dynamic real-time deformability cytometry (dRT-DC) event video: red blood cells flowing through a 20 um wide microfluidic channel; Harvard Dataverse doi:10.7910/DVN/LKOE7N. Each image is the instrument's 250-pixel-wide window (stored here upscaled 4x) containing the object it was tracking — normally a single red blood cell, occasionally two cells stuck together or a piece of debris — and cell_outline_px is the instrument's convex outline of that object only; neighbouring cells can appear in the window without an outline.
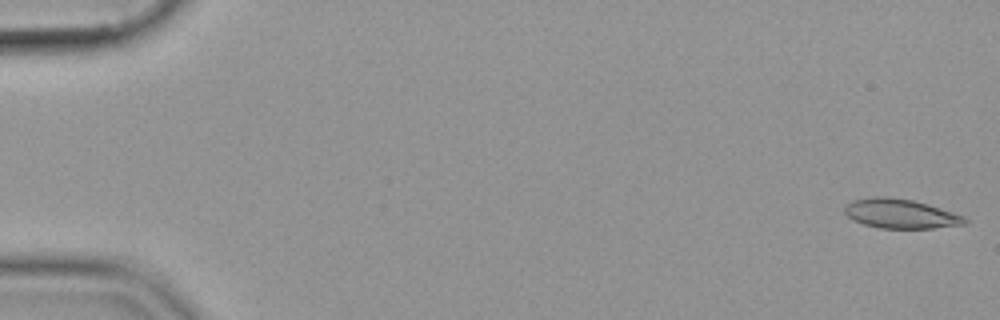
{"species": "common noctule bat (a hibernating species)", "species_latin": "Nyctalus noctula", "temperature_condition": "cold", "stored_images_in_passage": 54, "camera_frame_rate_fps": 3000, "um_per_image_px": 0.085, "animal": {"sex": "female", "body_mass_g": 19.9}, "frame": {"image": 1, "passage_image": 1, "time_ms": 0.0, "image_size_px": [1000, 320], "cell_outline_px": [[968, 224], [932, 228], [880, 228], [864, 224], [852, 220], [844, 212], [844, 208], [852, 200], [876, 196], [888, 196], [912, 200], [928, 204], [964, 216], [968, 220]], "centroid_in_image_um": [76.55, 18.16], "position_along_channel_um": 8.5, "area_um2": 20.58}}
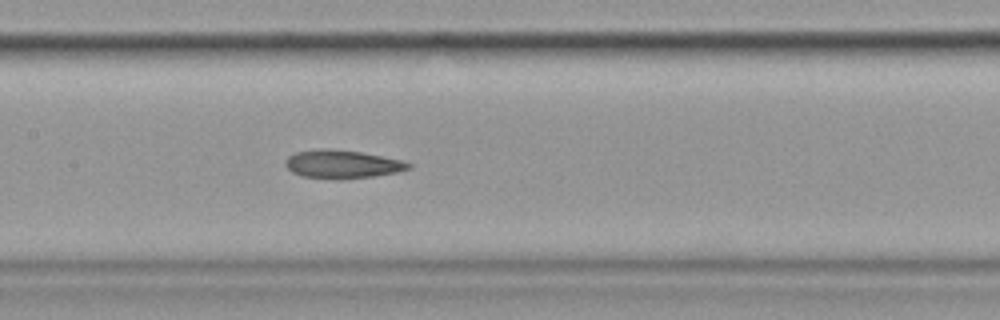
{"frame": {"image": 2, "passage_image": 27, "time_ms": 8.667, "image_size_px": [1000, 320], "cell_outline_px": [[412, 168], [396, 172], [372, 176], [340, 180], [336, 180], [300, 176], [292, 172], [284, 164], [284, 160], [288, 156], [296, 152], [320, 148], [324, 148], [360, 152], [400, 160], [412, 164]], "centroid_in_image_um": [29.03, 13.97], "position_along_channel_um": 178.4, "area_um2": 20.35}}
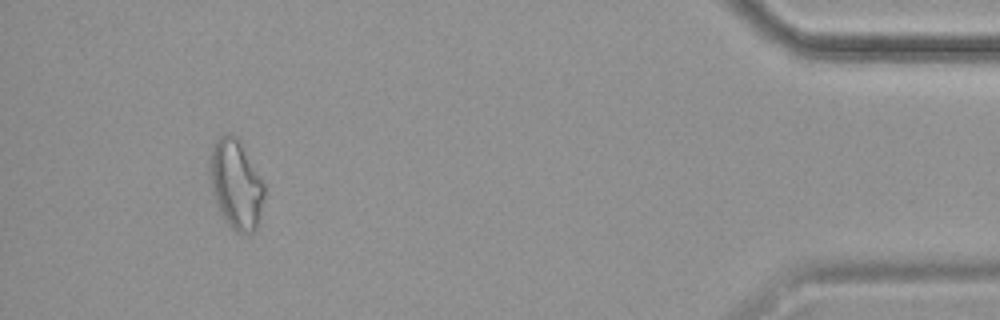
{"frame": {"image": 3, "passage_image": 51, "time_ms": 16.667, "image_size_px": [1000, 320], "cell_outline_px": [[264, 200], [260, 216], [256, 228], [252, 232], [236, 232], [228, 224], [220, 212], [216, 204], [208, 176], [208, 160], [212, 144], [224, 132], [228, 132], [236, 136], [244, 144], [264, 184]], "centroid_in_image_um": [20.03, 15.59], "position_along_channel_um": 415.2, "area_um2": 28.96}}